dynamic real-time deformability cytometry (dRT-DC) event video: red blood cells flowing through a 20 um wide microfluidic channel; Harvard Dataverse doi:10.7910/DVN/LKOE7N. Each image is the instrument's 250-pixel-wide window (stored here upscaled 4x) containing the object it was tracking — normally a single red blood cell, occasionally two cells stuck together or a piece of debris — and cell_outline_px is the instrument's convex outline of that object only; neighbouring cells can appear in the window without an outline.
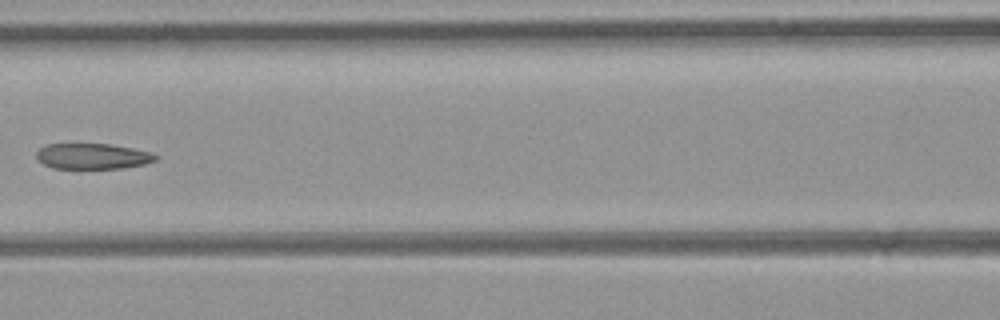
{"species": "common noctule bat (a hibernating species)", "species_latin": "Nyctalus noctula", "temperature_condition": "room temperature", "stored_images_in_passage": 6, "camera_frame_rate_fps": 3000, "um_per_image_px": 0.085, "animal": {"sex": "female", "body_mass_g": 21.9}, "frame": {"image": 1, "passage_image": 5, "time_ms": 1.333, "image_size_px": [1000, 320], "cell_outline_px": [[160, 156], [156, 160], [144, 164], [120, 168], [52, 168], [44, 164], [36, 156], [36, 152], [40, 148], [48, 144], [108, 144], [132, 148], [152, 152]], "centroid_in_image_um": [7.9, 13.27], "position_along_channel_um": 158.7, "area_um2": 17.69}}
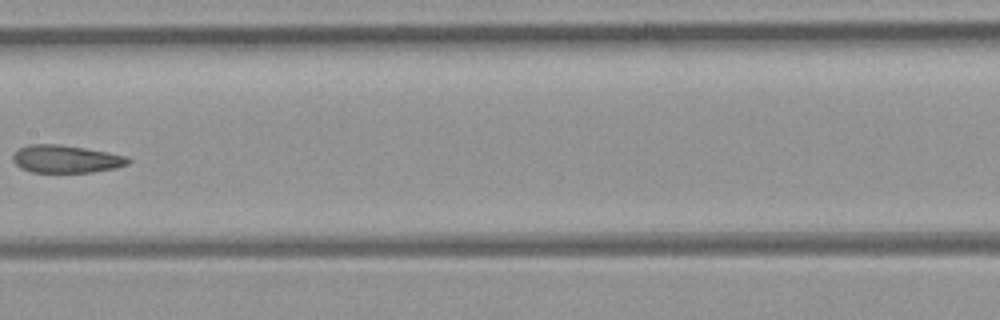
{"frame": {"image": 2, "passage_image": 6, "time_ms": 1.667, "image_size_px": [1000, 320], "cell_outline_px": [[132, 160], [128, 164], [116, 168], [92, 172], [32, 172], [20, 168], [12, 160], [12, 156], [20, 148], [28, 144], [60, 144], [108, 152], [128, 156]], "centroid_in_image_um": [5.63, 13.51], "position_along_channel_um": 201.8, "area_um2": 18.67}}